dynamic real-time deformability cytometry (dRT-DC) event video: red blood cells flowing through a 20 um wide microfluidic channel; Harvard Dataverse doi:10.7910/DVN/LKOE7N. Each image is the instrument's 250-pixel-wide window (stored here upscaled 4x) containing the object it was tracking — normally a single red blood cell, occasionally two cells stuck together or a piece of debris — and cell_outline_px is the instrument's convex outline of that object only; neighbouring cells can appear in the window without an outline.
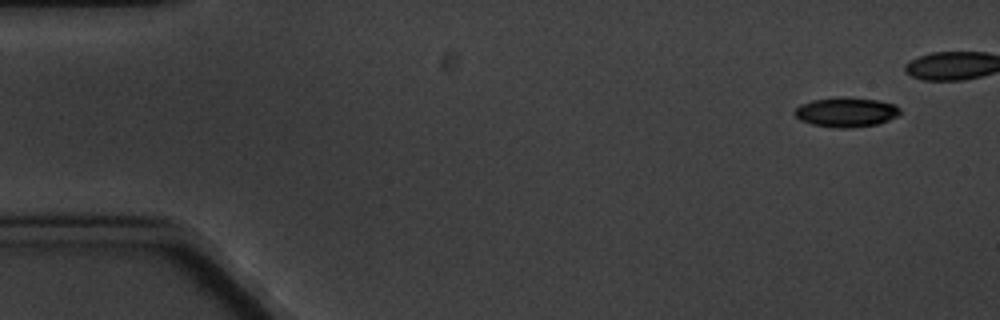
{"species": "common noctule bat (a hibernating species)", "species_latin": "Nyctalus noctula", "temperature_condition": "cold", "stored_images_in_passage": 7, "camera_frame_rate_fps": 3000, "um_per_image_px": 0.085, "animal": {"sex": "male", "body_mass_g": 20.1, "forearm_length_mm": 53.5}, "frame": {"image": 1, "passage_image": 1, "time_ms": 0.0, "image_size_px": [1000, 320], "cell_outline_px": [[900, 112], [896, 116], [888, 120], [876, 124], [848, 128], [836, 128], [812, 124], [800, 120], [792, 112], [800, 104], [812, 100], [840, 96], [848, 96], [876, 100], [892, 104], [900, 108]], "centroid_in_image_um": [71.87, 9.52], "position_along_channel_um": 13.1, "area_um2": 18.21}}